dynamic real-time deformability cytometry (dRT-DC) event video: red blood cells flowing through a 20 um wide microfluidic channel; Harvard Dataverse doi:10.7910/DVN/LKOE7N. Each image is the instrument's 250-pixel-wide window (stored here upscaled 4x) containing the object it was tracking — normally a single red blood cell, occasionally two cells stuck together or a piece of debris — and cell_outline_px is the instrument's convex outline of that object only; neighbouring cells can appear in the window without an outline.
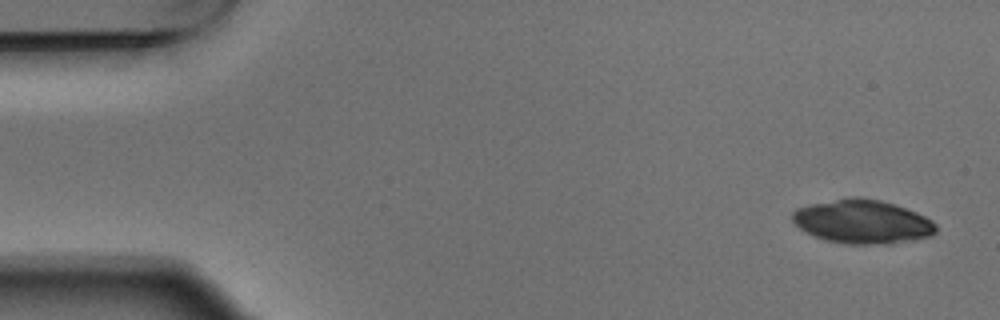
{"species": "Egyptian fruit bat (a non-hibernating species)", "species_latin": "Rousettus aegyptiacus", "temperature_condition": "warm", "stored_images_in_passage": 4, "camera_frame_rate_fps": 3000, "um_per_image_px": 0.085, "animal": {"sex": "male"}, "frame": {"image": 1, "passage_image": 1, "time_ms": 0.0, "image_size_px": [1000, 320], "cell_outline_px": [[936, 232], [932, 236], [876, 244], [848, 244], [828, 240], [816, 236], [800, 228], [792, 220], [792, 212], [796, 208], [808, 204], [852, 196], [860, 196], [880, 200], [896, 204], [916, 212], [932, 220], [936, 224]], "centroid_in_image_um": [73.29, 18.8], "position_along_channel_um": 11.7, "area_um2": 36.36}}